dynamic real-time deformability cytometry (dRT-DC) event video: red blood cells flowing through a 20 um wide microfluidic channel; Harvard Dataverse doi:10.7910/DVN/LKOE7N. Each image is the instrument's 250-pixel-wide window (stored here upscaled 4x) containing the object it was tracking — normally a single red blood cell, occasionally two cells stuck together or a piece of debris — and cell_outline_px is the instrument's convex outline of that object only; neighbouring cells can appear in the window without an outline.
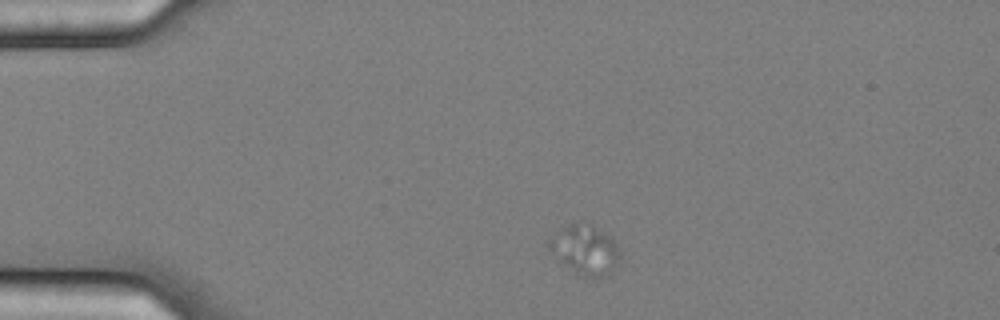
{"species": "common noctule bat (a hibernating species)", "species_latin": "Nyctalus noctula", "temperature_condition": "cold", "stored_images_in_passage": 6, "camera_frame_rate_fps": 3000, "um_per_image_px": 0.085, "animal": {"sex": "female", "body_mass_g": 25.1}, "frame": {"image": 1, "passage_image": 1, "time_ms": 0.0, "image_size_px": [1000, 320], "cell_outline_px": [[620, 256], [616, 268], [608, 276], [592, 280], [564, 264], [548, 248], [548, 240], [552, 236], [564, 228], [572, 224], [588, 220], [612, 236], [620, 248]], "centroid_in_image_um": [49.83, 21.22], "position_along_channel_um": 35.2, "area_um2": 20.81}}